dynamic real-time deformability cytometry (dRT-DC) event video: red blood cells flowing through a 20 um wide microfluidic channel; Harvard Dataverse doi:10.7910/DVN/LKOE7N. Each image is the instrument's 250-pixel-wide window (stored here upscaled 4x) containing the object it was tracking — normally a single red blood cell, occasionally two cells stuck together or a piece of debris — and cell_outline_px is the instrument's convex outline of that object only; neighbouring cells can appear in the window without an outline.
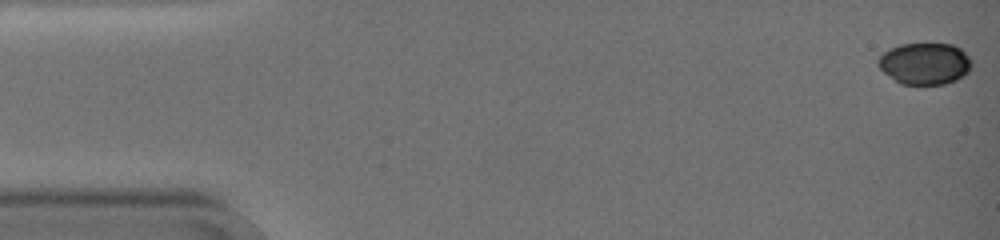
{"species": "common noctule bat (a hibernating species)", "species_latin": "Nyctalus noctula", "temperature_condition": "warm", "stored_images_in_passage": 62, "camera_frame_rate_fps": 3000, "um_per_image_px": 0.085, "animal": {"sex": "female", "body_mass_g": 19.0, "forearm_length_mm": 51.5}, "frame": {"image": 1, "passage_image": 1, "time_ms": 0.0, "image_size_px": [1000, 240], "cell_outline_px": [[972, 68], [964, 76], [956, 80], [944, 84], [900, 84], [884, 72], [876, 64], [876, 60], [888, 48], [900, 44], [952, 44], [960, 48], [972, 60]], "centroid_in_image_um": [78.61, 5.4], "position_along_channel_um": 6.4, "area_um2": 22.89}}
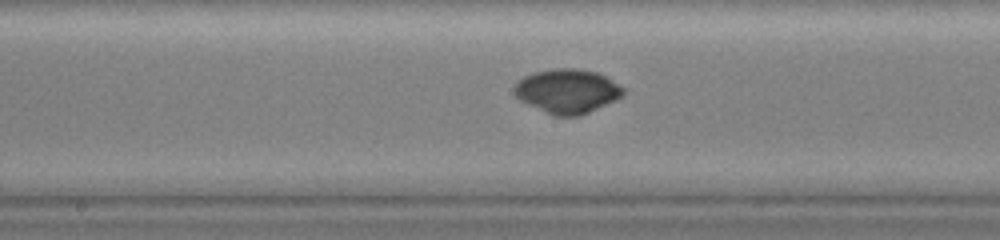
{"frame": {"image": 2, "passage_image": 33, "time_ms": 10.667, "image_size_px": [1000, 240], "cell_outline_px": [[624, 92], [616, 100], [580, 116], [556, 116], [528, 104], [520, 100], [516, 96], [512, 88], [524, 76], [536, 72], [556, 68], [580, 68], [596, 72], [604, 76], [624, 88]], "centroid_in_image_um": [48.21, 7.74], "position_along_channel_um": 200.0, "area_um2": 27.74}}
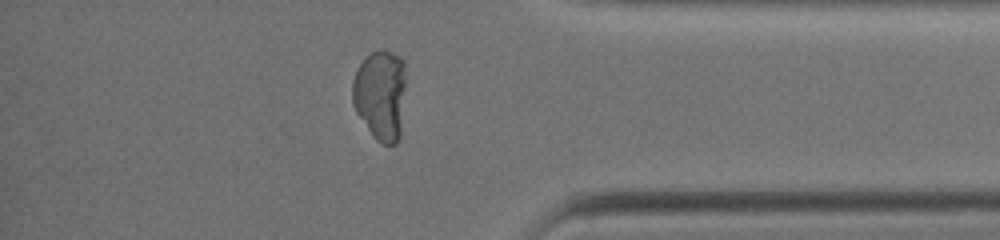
{"frame": {"image": 3, "passage_image": 53, "time_ms": 17.333, "image_size_px": [1000, 240], "cell_outline_px": [[404, 88], [400, 140], [396, 144], [380, 144], [372, 136], [356, 112], [352, 104], [352, 80], [360, 64], [372, 52], [392, 52], [400, 56], [404, 60]], "centroid_in_image_um": [32.33, 8.12], "position_along_channel_um": 402.9, "area_um2": 28.09}, "authors_computed_cell_mechanics": {"area_um2": 26.8192, "velocity_mm_per_s": 3.1586, "shape_relaxation_time_tau1_ms": 8.7471, "shape_relaxation_time_tau2_ms": null, "deformation_change_tau1": 0.2654, "deformation_change_tau2": null}}